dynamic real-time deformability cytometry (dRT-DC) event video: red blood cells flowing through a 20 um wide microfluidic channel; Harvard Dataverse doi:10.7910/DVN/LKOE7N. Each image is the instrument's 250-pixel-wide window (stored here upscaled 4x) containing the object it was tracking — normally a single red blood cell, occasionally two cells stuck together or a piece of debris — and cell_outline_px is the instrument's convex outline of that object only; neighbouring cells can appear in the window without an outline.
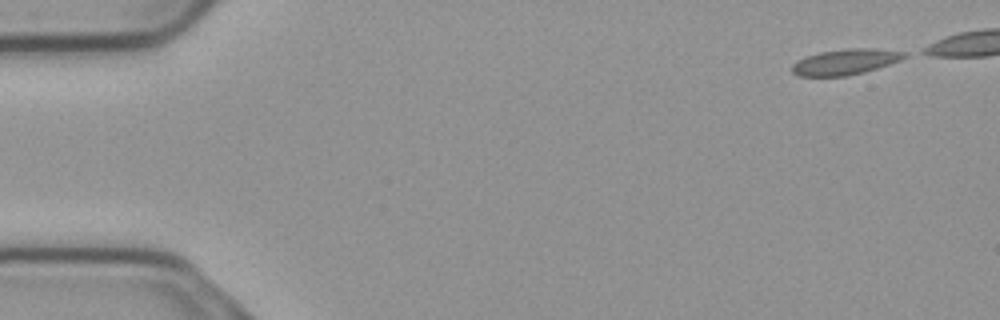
{"species": "common noctule bat (a hibernating species)", "species_latin": "Nyctalus noctula", "temperature_condition": "cold", "stored_images_in_passage": 43, "camera_frame_rate_fps": 3000, "um_per_image_px": 0.085, "animal": {"sex": "male", "body_mass_g": 23.1, "forearm_length_mm": 52.7}, "frame": {"image": 1, "passage_image": 1, "time_ms": 0.0, "image_size_px": [1000, 320], "cell_outline_px": [[908, 56], [900, 60], [864, 72], [844, 76], [800, 76], [792, 72], [792, 64], [796, 60], [804, 56], [820, 52], [848, 48], [872, 48], [908, 52]], "centroid_in_image_um": [71.84, 5.25], "position_along_channel_um": 13.2, "area_um2": 16.82}}
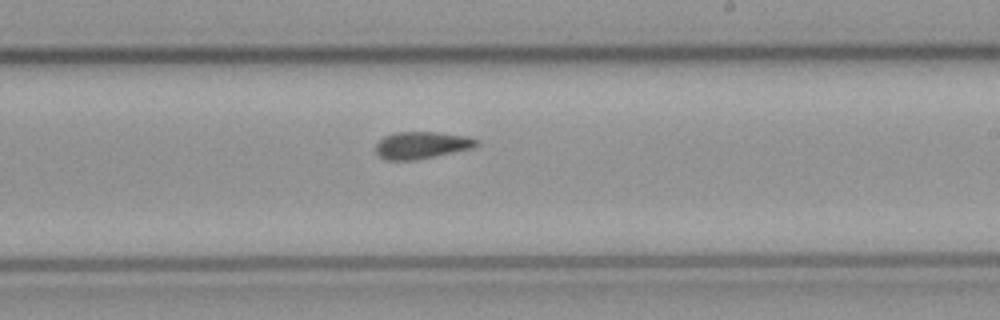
{"frame": {"image": 2, "passage_image": 30, "time_ms": 9.667, "image_size_px": [1000, 320], "cell_outline_px": [[480, 144], [472, 148], [416, 160], [384, 160], [376, 152], [376, 144], [384, 136], [396, 132], [436, 132], [468, 136], [480, 140]], "centroid_in_image_um": [35.86, 12.33], "position_along_channel_um": 253.1, "area_um2": 15.95}}
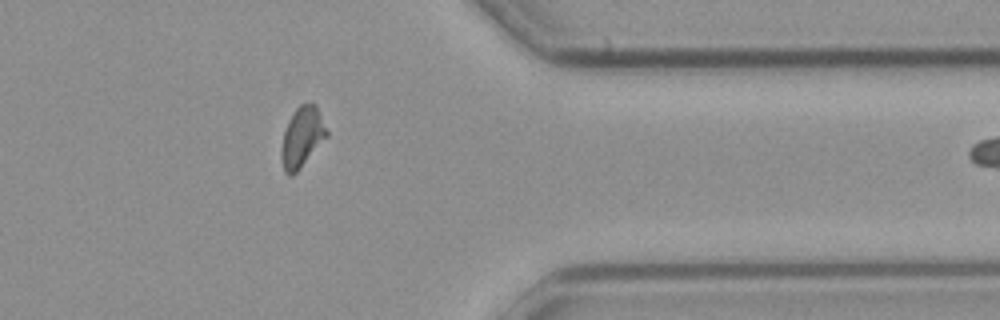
{"frame": {"image": 3, "passage_image": 42, "time_ms": 13.667, "image_size_px": [1000, 320], "cell_outline_px": [[328, 136], [296, 172], [292, 176], [288, 176], [284, 172], [280, 156], [280, 148], [284, 132], [288, 120], [292, 112], [300, 104], [316, 104], [328, 132]], "centroid_in_image_um": [25.65, 11.66], "position_along_channel_um": 385.8, "area_um2": 15.95}}